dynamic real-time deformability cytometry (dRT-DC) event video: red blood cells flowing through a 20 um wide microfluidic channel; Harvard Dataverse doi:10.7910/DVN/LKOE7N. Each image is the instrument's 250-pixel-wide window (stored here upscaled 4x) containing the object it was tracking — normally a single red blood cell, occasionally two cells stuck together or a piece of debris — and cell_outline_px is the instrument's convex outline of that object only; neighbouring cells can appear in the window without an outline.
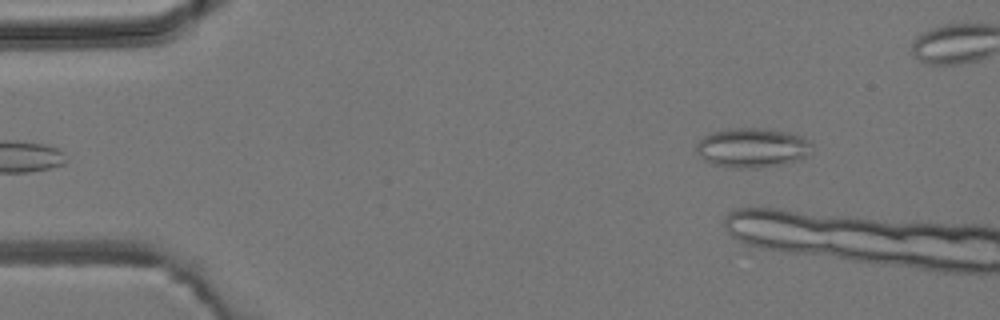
{"species": "common noctule bat (a hibernating species)", "species_latin": "Nyctalus noctula", "temperature_condition": "room temperature", "stored_images_in_passage": 2, "camera_frame_rate_fps": 3000, "um_per_image_px": 0.085, "animal": {"sex": "male", "body_mass_g": 19.2, "forearm_length_mm": 51.8}, "frame": {"image": 1, "passage_image": 2, "time_ms": 2.0, "image_size_px": [1000, 320], "cell_outline_px": [[812, 152], [808, 156], [800, 160], [760, 168], [736, 168], [716, 164], [704, 160], [700, 156], [696, 148], [696, 144], [704, 136], [712, 132], [736, 128], [764, 128], [788, 132], [800, 136], [808, 140], [812, 144]], "centroid_in_image_um": [63.99, 12.56], "position_along_channel_um": 21.0, "area_um2": 26.59}}